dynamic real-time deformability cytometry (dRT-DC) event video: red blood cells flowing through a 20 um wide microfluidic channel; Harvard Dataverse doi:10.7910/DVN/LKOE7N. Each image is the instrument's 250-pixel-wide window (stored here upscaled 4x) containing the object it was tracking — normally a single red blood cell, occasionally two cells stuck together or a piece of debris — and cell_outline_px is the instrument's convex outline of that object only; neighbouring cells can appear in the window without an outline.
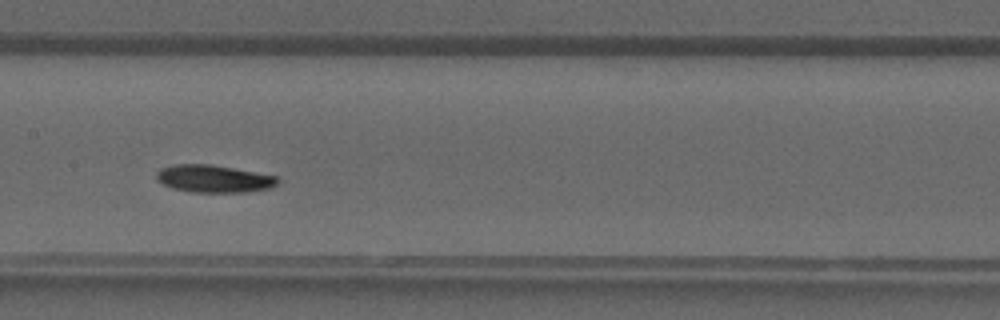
{"species": "common noctule bat (a hibernating species)", "species_latin": "Nyctalus noctula", "temperature_condition": "warm", "stored_images_in_passage": 23, "camera_frame_rate_fps": 3000, "um_per_image_px": 0.085, "animal": {"sex": "male", "forearm_length_mm": 52.5}, "frame": {"image": 1, "passage_image": 10, "time_ms": 3.0, "image_size_px": [1000, 320], "cell_outline_px": [[280, 180], [272, 188], [244, 192], [192, 192], [172, 188], [156, 180], [156, 172], [160, 168], [172, 164], [212, 164], [276, 176]], "centroid_in_image_um": [18.14, 15.18], "position_along_channel_um": 189.3, "area_um2": 19.48}}
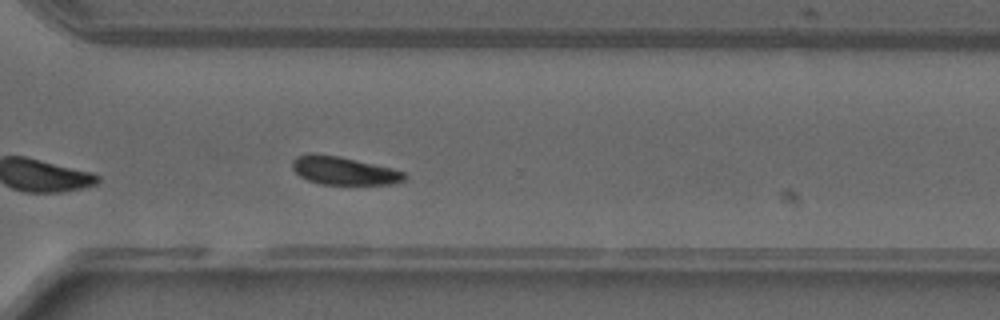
{"frame": {"image": 2, "passage_image": 19, "time_ms": 6.0, "image_size_px": [1000, 320], "cell_outline_px": [[408, 176], [404, 180], [396, 184], [320, 184], [308, 180], [300, 176], [292, 168], [292, 160], [296, 156], [308, 152], [312, 152], [340, 156], [392, 168], [404, 172]], "centroid_in_image_um": [29.2, 14.49], "position_along_channel_um": 341.4, "area_um2": 18.61}}